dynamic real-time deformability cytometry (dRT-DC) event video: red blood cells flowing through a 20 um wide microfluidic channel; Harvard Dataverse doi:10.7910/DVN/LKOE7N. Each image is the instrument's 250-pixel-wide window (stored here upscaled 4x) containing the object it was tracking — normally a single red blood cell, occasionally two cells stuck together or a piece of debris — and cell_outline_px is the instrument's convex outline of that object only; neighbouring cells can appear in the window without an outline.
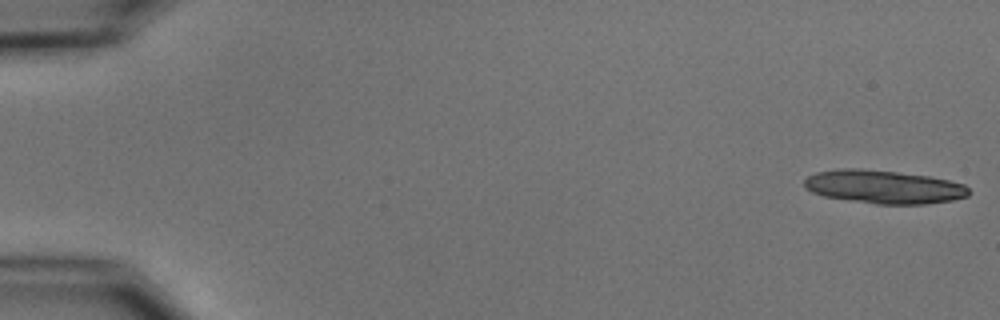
{"species": "common noctule bat (a hibernating species)", "species_latin": "Nyctalus noctula", "temperature_condition": "cold", "stored_images_in_passage": 21, "camera_frame_rate_fps": 3000, "um_per_image_px": 0.085, "animal": {"sex": "male", "body_mass_g": 15.6}, "frame": {"image": 1, "passage_image": 1, "time_ms": 0.0, "image_size_px": [1000, 320], "cell_outline_px": [[972, 192], [968, 196], [952, 200], [928, 204], [876, 204], [824, 196], [812, 192], [804, 188], [804, 180], [808, 176], [816, 172], [836, 168], [860, 168], [896, 172], [928, 176], [948, 180], [964, 184]], "centroid_in_image_um": [75.11, 15.88], "position_along_channel_um": 9.9, "area_um2": 32.14}}